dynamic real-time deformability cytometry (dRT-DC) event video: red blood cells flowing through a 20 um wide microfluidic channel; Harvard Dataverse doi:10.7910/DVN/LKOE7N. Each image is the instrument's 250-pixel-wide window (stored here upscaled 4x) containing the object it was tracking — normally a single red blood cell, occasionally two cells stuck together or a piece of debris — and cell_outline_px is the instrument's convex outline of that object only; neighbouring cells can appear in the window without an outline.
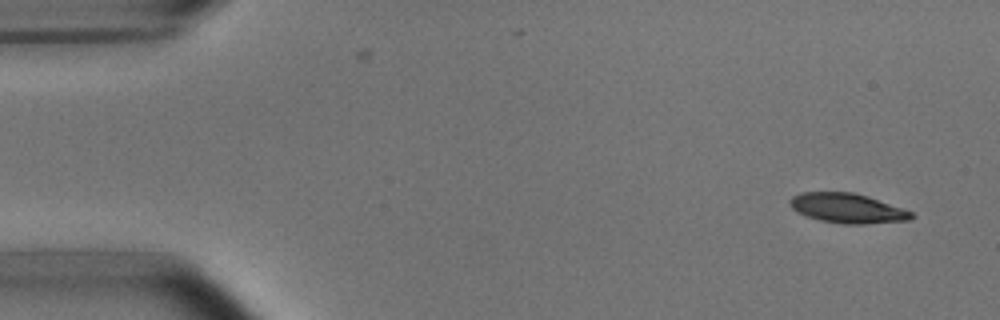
{"species": "common noctule bat (a hibernating species)", "species_latin": "Nyctalus noctula", "temperature_condition": "room temperature", "stored_images_in_passage": 7, "camera_frame_rate_fps": 3000, "um_per_image_px": 0.085, "animal": {"sex": "male", "body_mass_g": 15.6}, "frame": {"image": 1, "passage_image": 1, "time_ms": 0.0, "image_size_px": [1000, 320], "cell_outline_px": [[916, 216], [908, 220], [864, 224], [844, 224], [820, 220], [796, 212], [788, 204], [788, 200], [792, 196], [800, 192], [852, 192], [868, 196], [904, 208], [912, 212]], "centroid_in_image_um": [72.02, 17.69], "position_along_channel_um": 13.0, "area_um2": 21.15}}
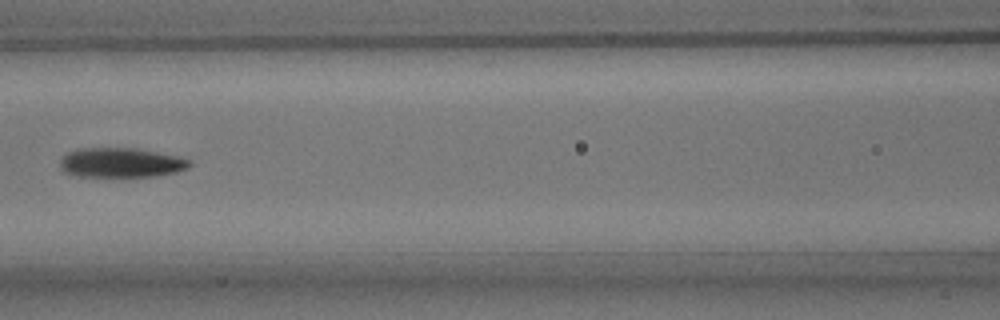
{"frame": {"image": 2, "passage_image": 6, "time_ms": 1.667, "image_size_px": [1000, 320], "cell_outline_px": [[192, 164], [188, 168], [176, 172], [156, 176], [72, 176], [64, 172], [60, 164], [60, 160], [68, 152], [80, 148], [136, 148], [176, 156], [188, 160]], "centroid_in_image_um": [10.26, 13.83], "position_along_channel_um": 156.3, "area_um2": 22.2}}
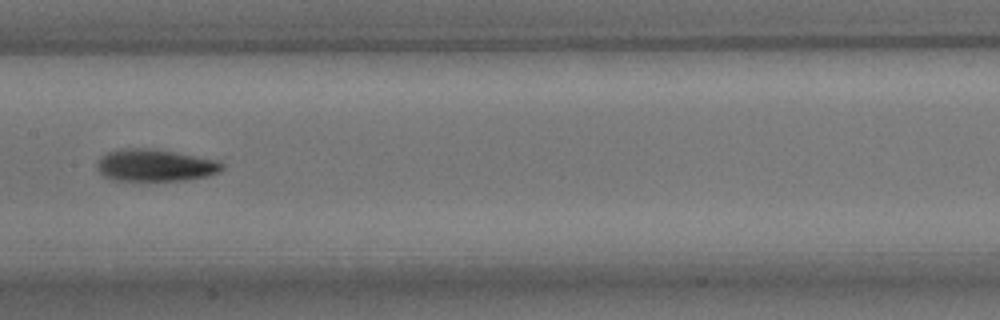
{"frame": {"image": 3, "passage_image": 7, "time_ms": 2.0, "image_size_px": [1000, 320], "cell_outline_px": [[224, 168], [220, 172], [208, 176], [188, 180], [112, 180], [104, 176], [96, 168], [96, 164], [108, 152], [124, 148], [148, 148], [172, 152], [216, 160], [224, 164]], "centroid_in_image_um": [13.2, 14.06], "position_along_channel_um": 194.2, "area_um2": 23.12}}